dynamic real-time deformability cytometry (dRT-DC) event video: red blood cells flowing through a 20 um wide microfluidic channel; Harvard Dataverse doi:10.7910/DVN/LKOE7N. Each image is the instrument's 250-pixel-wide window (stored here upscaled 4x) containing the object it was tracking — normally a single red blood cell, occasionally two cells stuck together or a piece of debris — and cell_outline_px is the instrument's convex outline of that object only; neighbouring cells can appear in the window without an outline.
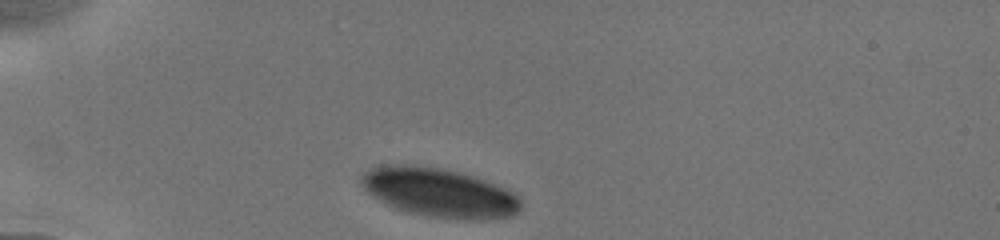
{"species": "human", "species_latin": "Homo sapiens", "temperature_condition": "cold", "stored_images_in_passage": 9, "camera_frame_rate_fps": 3000, "um_per_image_px": 0.085, "donor": {"sex": "male"}, "frame": {"image": 1, "passage_image": 1, "time_ms": 0.0, "image_size_px": [1000, 240], "cell_outline_px": [[520, 208], [512, 216], [488, 220], [460, 220], [424, 216], [408, 212], [384, 204], [372, 196], [360, 184], [360, 176], [364, 172], [380, 164], [412, 164], [440, 168], [460, 172], [484, 180], [516, 192], [520, 196]], "centroid_in_image_um": [37.32, 16.38], "position_along_channel_um": 47.7, "area_um2": 46.24}}
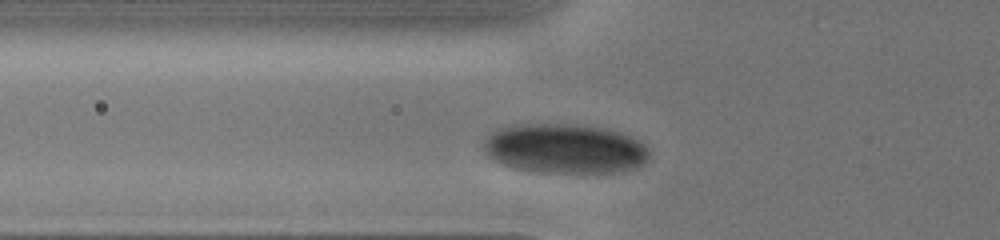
{"frame": {"image": 2, "passage_image": 4, "time_ms": 1.667, "image_size_px": [1000, 240], "cell_outline_px": [[648, 160], [644, 164], [632, 168], [616, 172], [544, 172], [520, 168], [504, 164], [492, 160], [484, 152], [484, 136], [496, 128], [512, 124], [580, 124], [604, 128], [620, 132], [632, 136], [644, 144], [648, 148]], "centroid_in_image_um": [47.99, 12.6], "position_along_channel_um": 77.8, "area_um2": 48.15}}